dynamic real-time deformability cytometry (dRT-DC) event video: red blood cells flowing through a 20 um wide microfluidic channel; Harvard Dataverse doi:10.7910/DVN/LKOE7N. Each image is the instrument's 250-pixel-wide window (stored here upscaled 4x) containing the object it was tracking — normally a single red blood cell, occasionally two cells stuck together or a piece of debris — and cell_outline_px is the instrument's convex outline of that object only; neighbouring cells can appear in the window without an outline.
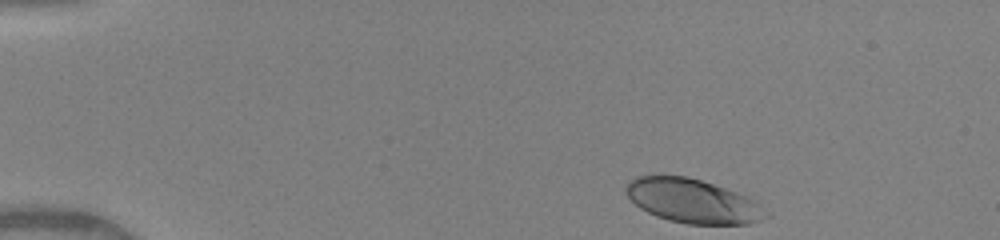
{"species": "human", "species_latin": "Homo sapiens", "temperature_condition": "warm", "stored_images_in_passage": 36, "camera_frame_rate_fps": 3000, "um_per_image_px": 0.085, "donor": {"sex": "female"}, "frame": {"image": 1, "passage_image": 1, "time_ms": 0.0, "image_size_px": [1000, 240], "cell_outline_px": [[772, 216], [748, 224], [688, 224], [668, 220], [656, 216], [640, 208], [628, 196], [624, 188], [628, 180], [636, 176], [688, 176], [748, 196], [756, 200], [772, 212]], "centroid_in_image_um": [58.94, 17.1], "position_along_channel_um": 26.1, "area_um2": 36.18}}
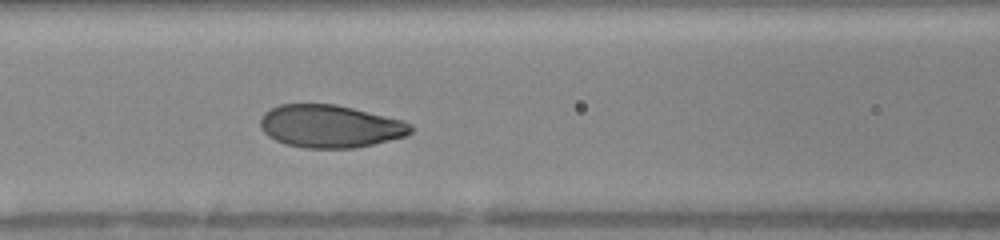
{"frame": {"image": 2, "passage_image": 16, "time_ms": 5.0, "image_size_px": [1000, 240], "cell_outline_px": [[412, 132], [404, 136], [356, 148], [304, 148], [284, 144], [268, 136], [260, 128], [260, 116], [264, 112], [280, 104], [336, 104], [404, 120], [412, 124]], "centroid_in_image_um": [28.04, 10.73], "position_along_channel_um": 138.6, "area_um2": 37.57}}
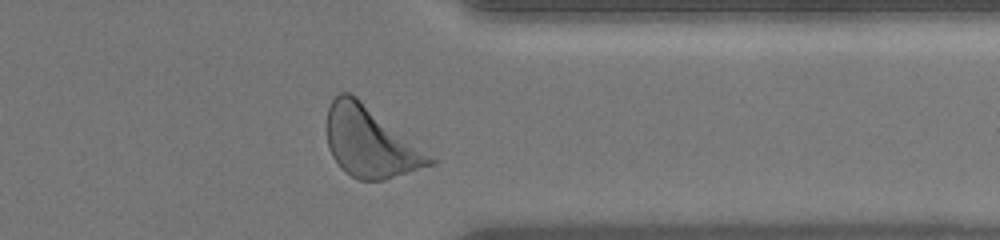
{"frame": {"image": 3, "passage_image": 34, "time_ms": 11.0, "image_size_px": [1000, 240], "cell_outline_px": [[436, 164], [384, 180], [360, 180], [344, 172], [340, 168], [332, 156], [328, 148], [328, 104], [340, 92], [348, 92], [356, 96], [436, 160]], "centroid_in_image_um": [31.45, 12.09], "position_along_channel_um": 380.0, "area_um2": 41.62}, "authors_computed_cell_mechanics": {"area_um2": 37.5411, "velocity_mm_per_s": 4.0598, "shape_relaxation_time_tau1_ms": 1.9748, "shape_relaxation_time_tau2_ms": null, "deformation_change_tau1": 0.1238, "deformation_change_tau2": null}}